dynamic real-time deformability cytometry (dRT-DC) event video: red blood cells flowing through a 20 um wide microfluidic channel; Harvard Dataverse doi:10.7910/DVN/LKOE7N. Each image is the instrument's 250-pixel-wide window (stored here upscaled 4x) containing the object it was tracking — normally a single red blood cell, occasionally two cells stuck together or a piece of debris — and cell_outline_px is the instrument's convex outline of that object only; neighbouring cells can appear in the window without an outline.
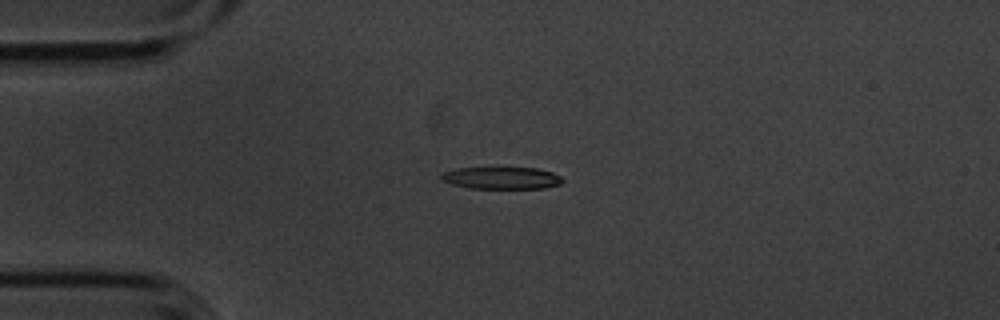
{"species": "common noctule bat (a hibernating species)", "species_latin": "Nyctalus noctula", "temperature_condition": "cold", "stored_images_in_passage": 6, "camera_frame_rate_fps": 3000, "um_per_image_px": 0.085, "animal": {"sex": "male", "body_mass_g": 20.1, "forearm_length_mm": 53.5}, "frame": {"image": 1, "passage_image": 4, "time_ms": 1.0, "image_size_px": [1000, 320], "cell_outline_px": [[564, 180], [560, 184], [544, 188], [468, 188], [452, 184], [440, 180], [440, 176], [444, 172], [456, 168], [536, 168], [552, 172], [560, 176]], "centroid_in_image_um": [42.62, 15.13], "position_along_channel_um": 42.4, "area_um2": 15.55}}
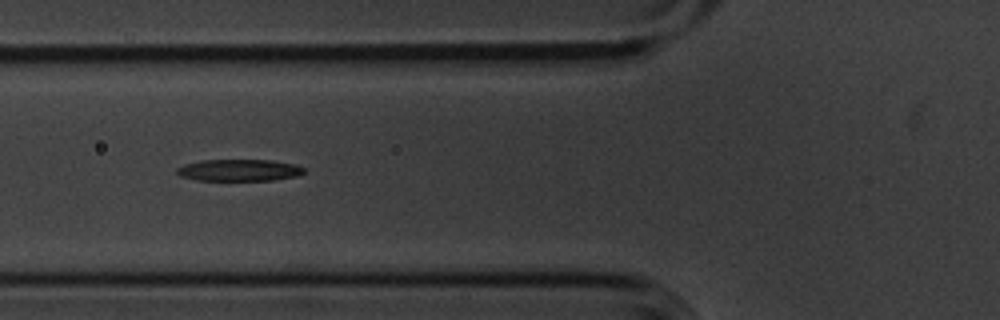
{"frame": {"image": 2, "passage_image": 6, "time_ms": 1.667, "image_size_px": [1000, 320], "cell_outline_px": [[304, 172], [300, 176], [272, 180], [196, 180], [180, 176], [176, 172], [176, 168], [184, 164], [200, 160], [272, 160], [296, 164], [304, 168]], "centroid_in_image_um": [20.33, 14.46], "position_along_channel_um": 105.5, "area_um2": 16.24}}